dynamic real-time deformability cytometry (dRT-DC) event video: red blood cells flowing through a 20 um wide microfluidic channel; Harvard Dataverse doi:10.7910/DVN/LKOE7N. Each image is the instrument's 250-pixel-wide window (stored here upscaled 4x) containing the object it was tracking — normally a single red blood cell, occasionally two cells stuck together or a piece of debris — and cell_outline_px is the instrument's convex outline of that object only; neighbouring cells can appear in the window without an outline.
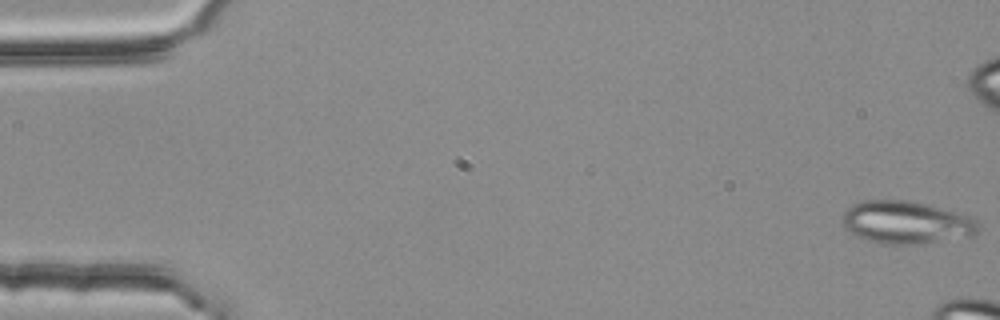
{"species": "common noctule bat (a hibernating species)", "species_latin": "Nyctalus noctula", "temperature_condition": "room temperature", "stored_images_in_passage": 5, "camera_frame_rate_fps": 3000, "um_per_image_px": 0.085, "animal": {"sex": "female", "body_mass_g": 25.1}, "frame": {"image": 1, "passage_image": 1, "time_ms": 0.0, "image_size_px": [1000, 320], "cell_outline_px": [[976, 232], [972, 236], [924, 244], [884, 244], [868, 240], [844, 228], [840, 220], [844, 212], [852, 204], [864, 200], [908, 200], [956, 212], [968, 216], [976, 220]], "centroid_in_image_um": [76.99, 18.91], "position_along_channel_um": 8.0, "area_um2": 33.58}}